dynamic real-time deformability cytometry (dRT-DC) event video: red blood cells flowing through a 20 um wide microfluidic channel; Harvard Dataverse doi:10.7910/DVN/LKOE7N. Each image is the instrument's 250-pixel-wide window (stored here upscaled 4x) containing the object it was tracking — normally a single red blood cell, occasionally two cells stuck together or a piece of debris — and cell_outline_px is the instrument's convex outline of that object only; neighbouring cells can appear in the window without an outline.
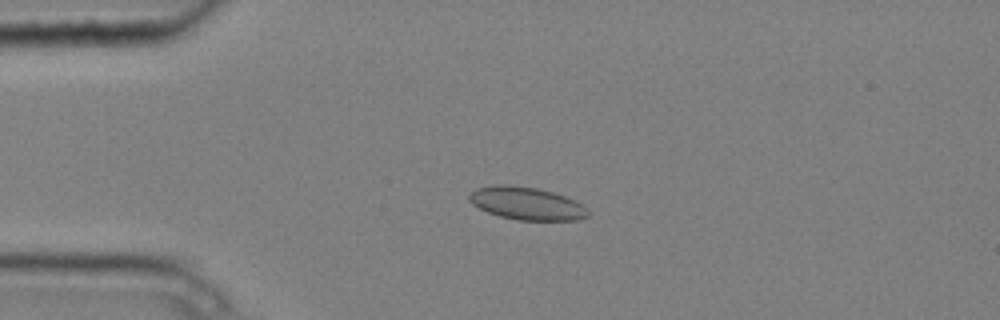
{"species": "common noctule bat (a hibernating species)", "species_latin": "Nyctalus noctula", "temperature_condition": "cold", "stored_images_in_passage": 5, "camera_frame_rate_fps": 3000, "um_per_image_px": 0.085, "animal": {"sex": "male", "body_mass_g": 20.4}, "frame": {"image": 1, "passage_image": 3, "time_ms": 0.667, "image_size_px": [1000, 320], "cell_outline_px": [[588, 216], [576, 220], [516, 220], [500, 216], [488, 212], [472, 204], [468, 200], [468, 196], [476, 188], [504, 184], [536, 188], [552, 192], [576, 200], [584, 204], [588, 208]], "centroid_in_image_um": [44.79, 17.3], "position_along_channel_um": 40.2, "area_um2": 22.6}}
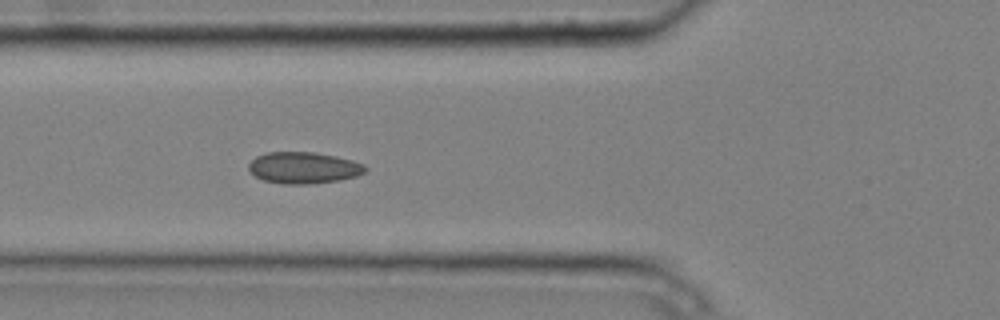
{"frame": {"image": 2, "passage_image": 5, "time_ms": 1.333, "image_size_px": [1000, 320], "cell_outline_px": [[368, 168], [364, 172], [356, 176], [340, 180], [308, 184], [284, 184], [264, 180], [256, 176], [248, 168], [248, 164], [256, 156], [268, 152], [312, 152], [336, 156], [352, 160], [364, 164]], "centroid_in_image_um": [25.82, 14.26], "position_along_channel_um": 100.0, "area_um2": 21.33}}